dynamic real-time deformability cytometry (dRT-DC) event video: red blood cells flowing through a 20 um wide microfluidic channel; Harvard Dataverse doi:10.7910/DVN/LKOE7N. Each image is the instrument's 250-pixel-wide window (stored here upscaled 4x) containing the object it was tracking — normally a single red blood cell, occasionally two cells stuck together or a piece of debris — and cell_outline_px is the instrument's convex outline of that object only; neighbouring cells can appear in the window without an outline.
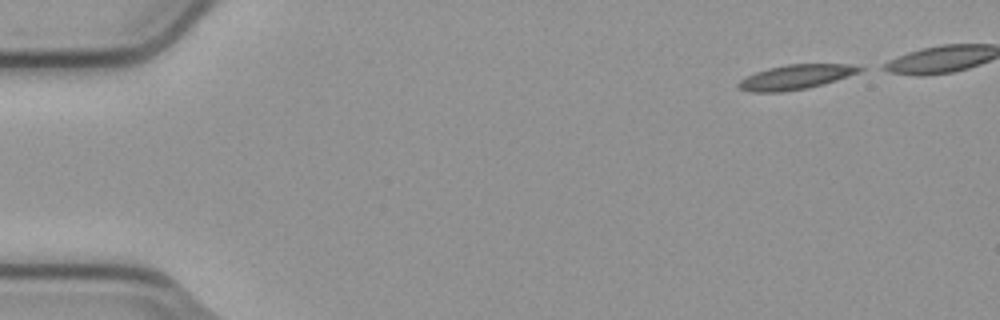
{"species": "common noctule bat (a hibernating species)", "species_latin": "Nyctalus noctula", "temperature_condition": "cold", "stored_images_in_passage": 5, "camera_frame_rate_fps": 3000, "um_per_image_px": 0.085, "animal": {"sex": "male", "body_mass_g": 23.1, "forearm_length_mm": 52.7}, "frame": {"image": 1, "passage_image": 1, "time_ms": 0.0, "image_size_px": [1000, 320], "cell_outline_px": [[864, 68], [860, 72], [808, 88], [780, 92], [752, 92], [740, 88], [736, 84], [740, 80], [756, 72], [768, 68], [784, 64], [848, 64]], "centroid_in_image_um": [67.61, 6.54], "position_along_channel_um": 17.4, "area_um2": 17.11}}